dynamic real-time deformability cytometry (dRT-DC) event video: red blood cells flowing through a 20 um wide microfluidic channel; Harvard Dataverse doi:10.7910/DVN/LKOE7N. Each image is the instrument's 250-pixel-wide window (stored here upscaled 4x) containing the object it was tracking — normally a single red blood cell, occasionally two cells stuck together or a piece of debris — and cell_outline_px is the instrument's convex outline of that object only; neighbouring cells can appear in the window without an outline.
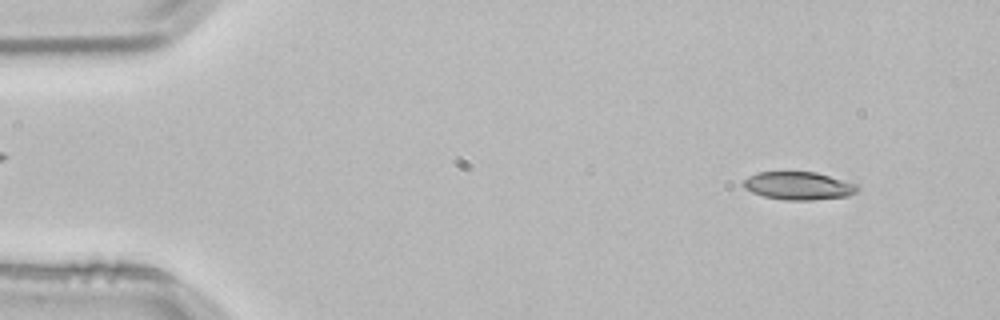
{"species": "common noctule bat (a hibernating species)", "species_latin": "Nyctalus noctula", "temperature_condition": "room temperature", "stored_images_in_passage": 52, "camera_frame_rate_fps": 3000, "um_per_image_px": 0.085, "animal": {"sex": "male", "body_mass_g": 21.5, "forearm_length_mm": 52.0}, "frame": {"image": 1, "passage_image": 4, "time_ms": 1.0, "image_size_px": [1000, 320], "cell_outline_px": [[860, 188], [856, 192], [848, 196], [812, 200], [784, 200], [764, 196], [752, 192], [744, 188], [740, 184], [748, 176], [756, 172], [816, 172], [856, 184]], "centroid_in_image_um": [67.84, 15.79], "position_along_channel_um": 17.2, "area_um2": 18.61}}
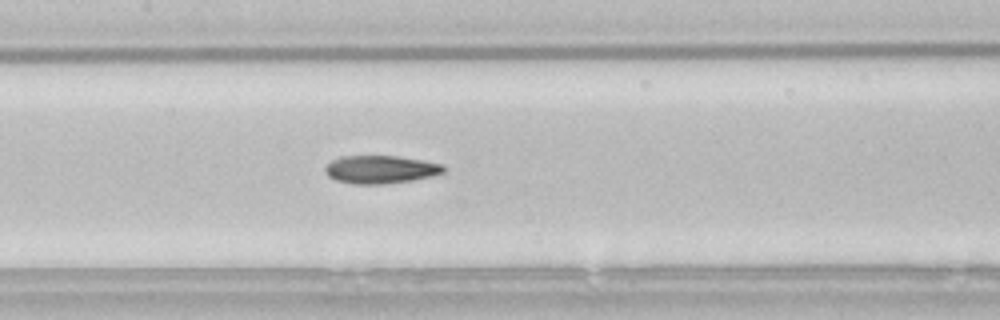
{"frame": {"image": 2, "passage_image": 24, "time_ms": 7.667, "image_size_px": [1000, 320], "cell_outline_px": [[444, 172], [432, 176], [412, 180], [384, 184], [356, 184], [336, 180], [328, 176], [324, 168], [332, 160], [340, 156], [396, 156], [424, 160], [444, 164]], "centroid_in_image_um": [32.36, 14.4], "position_along_channel_um": 175.0, "area_um2": 19.31}}
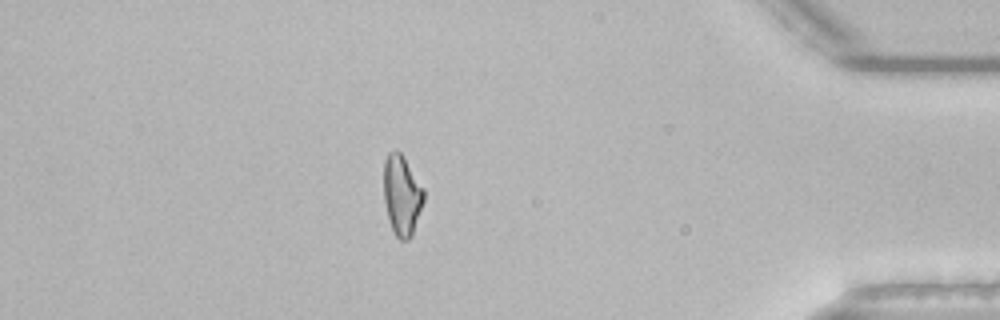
{"frame": {"image": 3, "passage_image": 45, "time_ms": 14.667, "image_size_px": [1000, 320], "cell_outline_px": [[424, 200], [412, 236], [408, 240], [400, 240], [396, 236], [388, 220], [384, 200], [384, 160], [388, 152], [396, 148], [404, 156], [424, 188]], "centroid_in_image_um": [34.16, 16.56], "position_along_channel_um": 401.0, "area_um2": 18.96}, "authors_computed_cell_mechanics": {"area_um2": 18.9873, "velocity_mm_per_s": 3.83, "shape_relaxation_time_tau1_ms": 8.3804, "shape_relaxation_time_tau2_ms": 4.2495, "deformation_change_tau1": 0.2083, "deformation_change_tau2": 0.1432}}